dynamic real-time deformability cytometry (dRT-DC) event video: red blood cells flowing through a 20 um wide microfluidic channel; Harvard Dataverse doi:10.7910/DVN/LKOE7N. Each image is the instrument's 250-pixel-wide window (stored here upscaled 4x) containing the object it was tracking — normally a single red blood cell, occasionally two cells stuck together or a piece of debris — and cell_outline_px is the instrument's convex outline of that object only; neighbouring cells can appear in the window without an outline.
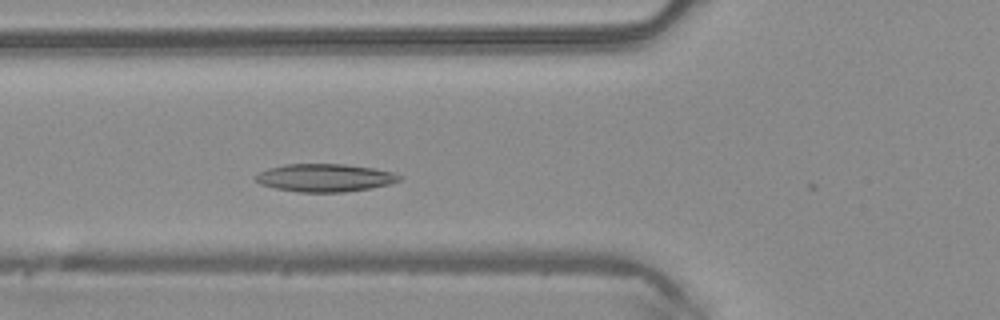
{"species": "common noctule bat (a hibernating species)", "species_latin": "Nyctalus noctula", "temperature_condition": "warm", "stored_images_in_passage": 5, "camera_frame_rate_fps": 3000, "um_per_image_px": 0.085, "animal": {"sex": "male", "body_mass_g": 20.4}, "frame": {"image": 1, "passage_image": 4, "time_ms": 1.0, "image_size_px": [1000, 320], "cell_outline_px": [[404, 176], [400, 180], [388, 184], [372, 188], [344, 192], [300, 192], [276, 188], [260, 184], [256, 180], [256, 176], [260, 172], [268, 168], [284, 164], [344, 164], [372, 168], [392, 172]], "centroid_in_image_um": [27.63, 15.11], "position_along_channel_um": 98.2, "area_um2": 23.24}}